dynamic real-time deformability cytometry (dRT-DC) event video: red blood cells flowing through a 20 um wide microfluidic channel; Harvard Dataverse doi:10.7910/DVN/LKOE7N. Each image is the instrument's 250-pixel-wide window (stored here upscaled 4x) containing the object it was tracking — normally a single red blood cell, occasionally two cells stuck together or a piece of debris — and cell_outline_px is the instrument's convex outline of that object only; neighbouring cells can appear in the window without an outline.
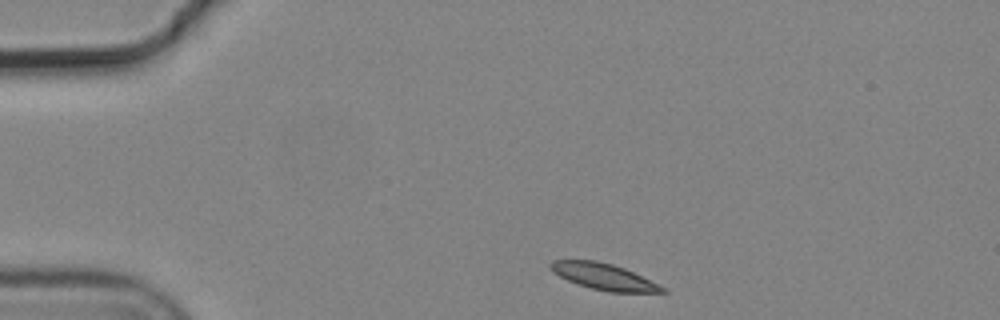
{"species": "common noctule bat (a hibernating species)", "species_latin": "Nyctalus noctula", "temperature_condition": "cold", "stored_images_in_passage": 5, "camera_frame_rate_fps": 3000, "um_per_image_px": 0.085, "animal": {"sex": "male", "body_mass_g": 19.2, "forearm_length_mm": 51.8}, "frame": {"image": 1, "passage_image": 1, "time_ms": 0.0, "image_size_px": [1000, 320], "cell_outline_px": [[668, 292], [608, 292], [576, 284], [552, 272], [548, 268], [548, 264], [552, 260], [596, 260], [612, 264], [624, 268], [668, 288]], "centroid_in_image_um": [51.31, 23.51], "position_along_channel_um": 33.7, "area_um2": 17.22}}
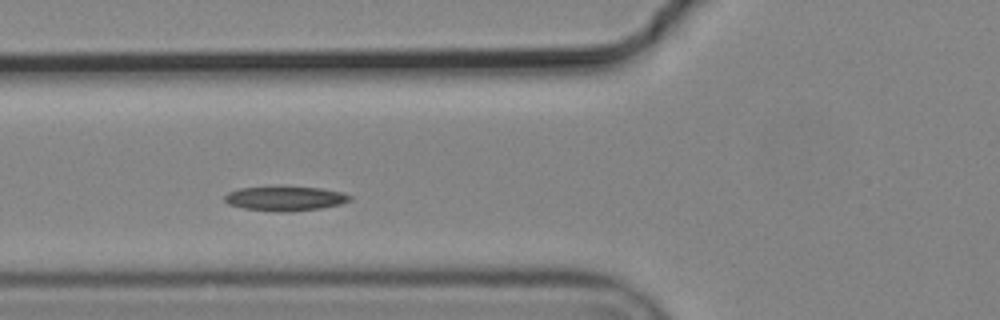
{"frame": {"image": 2, "passage_image": 4, "time_ms": 1.0, "image_size_px": [1000, 320], "cell_outline_px": [[352, 200], [340, 204], [320, 208], [284, 212], [244, 208], [228, 204], [224, 200], [224, 196], [228, 192], [240, 188], [320, 188], [340, 192], [352, 196]], "centroid_in_image_um": [24.24, 16.89], "position_along_channel_um": 101.6, "area_um2": 17.22}}
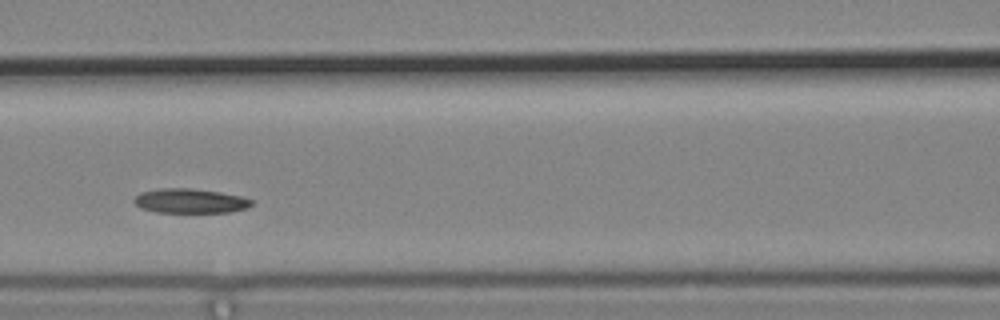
{"frame": {"image": 3, "passage_image": 5, "time_ms": 1.333, "image_size_px": [1000, 320], "cell_outline_px": [[252, 204], [248, 208], [232, 212], [156, 212], [140, 208], [132, 200], [140, 192], [160, 188], [192, 188], [220, 192], [240, 196], [252, 200]], "centroid_in_image_um": [16.15, 17.07], "position_along_channel_um": 150.5, "area_um2": 16.82}}